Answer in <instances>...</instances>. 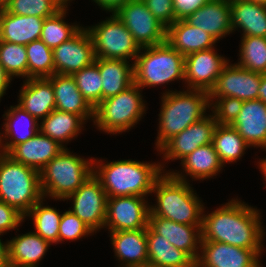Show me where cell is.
<instances>
[{
	"mask_svg": "<svg viewBox=\"0 0 266 267\" xmlns=\"http://www.w3.org/2000/svg\"><path fill=\"white\" fill-rule=\"evenodd\" d=\"M63 7L58 0H8L3 9L11 14L47 18Z\"/></svg>",
	"mask_w": 266,
	"mask_h": 267,
	"instance_id": "obj_41",
	"label": "cell"
},
{
	"mask_svg": "<svg viewBox=\"0 0 266 267\" xmlns=\"http://www.w3.org/2000/svg\"><path fill=\"white\" fill-rule=\"evenodd\" d=\"M39 131L66 148L63 143L77 137L82 130L84 120L73 113L53 110L42 119Z\"/></svg>",
	"mask_w": 266,
	"mask_h": 267,
	"instance_id": "obj_32",
	"label": "cell"
},
{
	"mask_svg": "<svg viewBox=\"0 0 266 267\" xmlns=\"http://www.w3.org/2000/svg\"><path fill=\"white\" fill-rule=\"evenodd\" d=\"M216 126L214 116L208 114L169 139L158 151L163 154L165 161L179 159L181 161L198 147L212 143Z\"/></svg>",
	"mask_w": 266,
	"mask_h": 267,
	"instance_id": "obj_17",
	"label": "cell"
},
{
	"mask_svg": "<svg viewBox=\"0 0 266 267\" xmlns=\"http://www.w3.org/2000/svg\"><path fill=\"white\" fill-rule=\"evenodd\" d=\"M63 6H68L71 0H58Z\"/></svg>",
	"mask_w": 266,
	"mask_h": 267,
	"instance_id": "obj_54",
	"label": "cell"
},
{
	"mask_svg": "<svg viewBox=\"0 0 266 267\" xmlns=\"http://www.w3.org/2000/svg\"><path fill=\"white\" fill-rule=\"evenodd\" d=\"M148 226L165 237L176 248L186 252L195 262L200 255L201 225H186L166 218L149 215ZM199 243V244H198ZM199 245V246H198Z\"/></svg>",
	"mask_w": 266,
	"mask_h": 267,
	"instance_id": "obj_18",
	"label": "cell"
},
{
	"mask_svg": "<svg viewBox=\"0 0 266 267\" xmlns=\"http://www.w3.org/2000/svg\"><path fill=\"white\" fill-rule=\"evenodd\" d=\"M161 99L159 130L155 142L157 151L169 139L203 119L206 110L210 108L209 92L204 90H168Z\"/></svg>",
	"mask_w": 266,
	"mask_h": 267,
	"instance_id": "obj_4",
	"label": "cell"
},
{
	"mask_svg": "<svg viewBox=\"0 0 266 267\" xmlns=\"http://www.w3.org/2000/svg\"><path fill=\"white\" fill-rule=\"evenodd\" d=\"M23 220H25V216L16 208L0 201V235L6 231L16 230Z\"/></svg>",
	"mask_w": 266,
	"mask_h": 267,
	"instance_id": "obj_45",
	"label": "cell"
},
{
	"mask_svg": "<svg viewBox=\"0 0 266 267\" xmlns=\"http://www.w3.org/2000/svg\"><path fill=\"white\" fill-rule=\"evenodd\" d=\"M3 133H0V156H2V155H5L6 153H5V146H4V143L3 142H5V141H2L3 139Z\"/></svg>",
	"mask_w": 266,
	"mask_h": 267,
	"instance_id": "obj_52",
	"label": "cell"
},
{
	"mask_svg": "<svg viewBox=\"0 0 266 267\" xmlns=\"http://www.w3.org/2000/svg\"><path fill=\"white\" fill-rule=\"evenodd\" d=\"M94 61L92 38L84 27L70 40L53 49L54 74L73 75Z\"/></svg>",
	"mask_w": 266,
	"mask_h": 267,
	"instance_id": "obj_15",
	"label": "cell"
},
{
	"mask_svg": "<svg viewBox=\"0 0 266 267\" xmlns=\"http://www.w3.org/2000/svg\"><path fill=\"white\" fill-rule=\"evenodd\" d=\"M260 80V73L228 62L210 90L209 98L235 97L243 101L258 99Z\"/></svg>",
	"mask_w": 266,
	"mask_h": 267,
	"instance_id": "obj_13",
	"label": "cell"
},
{
	"mask_svg": "<svg viewBox=\"0 0 266 267\" xmlns=\"http://www.w3.org/2000/svg\"><path fill=\"white\" fill-rule=\"evenodd\" d=\"M141 88L133 84L127 90L102 100L94 108V125L109 134L130 130L146 114Z\"/></svg>",
	"mask_w": 266,
	"mask_h": 267,
	"instance_id": "obj_8",
	"label": "cell"
},
{
	"mask_svg": "<svg viewBox=\"0 0 266 267\" xmlns=\"http://www.w3.org/2000/svg\"><path fill=\"white\" fill-rule=\"evenodd\" d=\"M145 197H107L104 227L109 232L147 229L150 205Z\"/></svg>",
	"mask_w": 266,
	"mask_h": 267,
	"instance_id": "obj_12",
	"label": "cell"
},
{
	"mask_svg": "<svg viewBox=\"0 0 266 267\" xmlns=\"http://www.w3.org/2000/svg\"><path fill=\"white\" fill-rule=\"evenodd\" d=\"M249 1L266 5V0H249Z\"/></svg>",
	"mask_w": 266,
	"mask_h": 267,
	"instance_id": "obj_55",
	"label": "cell"
},
{
	"mask_svg": "<svg viewBox=\"0 0 266 267\" xmlns=\"http://www.w3.org/2000/svg\"><path fill=\"white\" fill-rule=\"evenodd\" d=\"M216 100L215 103L213 100ZM212 115L217 124L232 125L238 117L243 100L235 97L209 98ZM214 113V114H213Z\"/></svg>",
	"mask_w": 266,
	"mask_h": 267,
	"instance_id": "obj_42",
	"label": "cell"
},
{
	"mask_svg": "<svg viewBox=\"0 0 266 267\" xmlns=\"http://www.w3.org/2000/svg\"><path fill=\"white\" fill-rule=\"evenodd\" d=\"M12 78L6 73L3 65L0 63V99L6 93L7 87L11 83Z\"/></svg>",
	"mask_w": 266,
	"mask_h": 267,
	"instance_id": "obj_48",
	"label": "cell"
},
{
	"mask_svg": "<svg viewBox=\"0 0 266 267\" xmlns=\"http://www.w3.org/2000/svg\"><path fill=\"white\" fill-rule=\"evenodd\" d=\"M76 85L87 100V102L95 108L102 101V79L99 71V58L95 61L74 73Z\"/></svg>",
	"mask_w": 266,
	"mask_h": 267,
	"instance_id": "obj_39",
	"label": "cell"
},
{
	"mask_svg": "<svg viewBox=\"0 0 266 267\" xmlns=\"http://www.w3.org/2000/svg\"><path fill=\"white\" fill-rule=\"evenodd\" d=\"M185 177L179 171L163 173L151 192L156 194L157 204L149 206V215L186 225H201L205 208Z\"/></svg>",
	"mask_w": 266,
	"mask_h": 267,
	"instance_id": "obj_3",
	"label": "cell"
},
{
	"mask_svg": "<svg viewBox=\"0 0 266 267\" xmlns=\"http://www.w3.org/2000/svg\"><path fill=\"white\" fill-rule=\"evenodd\" d=\"M228 61L217 54L214 47L185 56L184 81L187 89L210 92Z\"/></svg>",
	"mask_w": 266,
	"mask_h": 267,
	"instance_id": "obj_16",
	"label": "cell"
},
{
	"mask_svg": "<svg viewBox=\"0 0 266 267\" xmlns=\"http://www.w3.org/2000/svg\"><path fill=\"white\" fill-rule=\"evenodd\" d=\"M101 7L102 10L107 12H115L121 5L125 4L129 0H93Z\"/></svg>",
	"mask_w": 266,
	"mask_h": 267,
	"instance_id": "obj_47",
	"label": "cell"
},
{
	"mask_svg": "<svg viewBox=\"0 0 266 267\" xmlns=\"http://www.w3.org/2000/svg\"><path fill=\"white\" fill-rule=\"evenodd\" d=\"M195 267H262L263 250H251L215 241H201Z\"/></svg>",
	"mask_w": 266,
	"mask_h": 267,
	"instance_id": "obj_14",
	"label": "cell"
},
{
	"mask_svg": "<svg viewBox=\"0 0 266 267\" xmlns=\"http://www.w3.org/2000/svg\"><path fill=\"white\" fill-rule=\"evenodd\" d=\"M47 79L54 89L56 110L76 114L84 121L94 120V108L80 93L72 75L55 73Z\"/></svg>",
	"mask_w": 266,
	"mask_h": 267,
	"instance_id": "obj_23",
	"label": "cell"
},
{
	"mask_svg": "<svg viewBox=\"0 0 266 267\" xmlns=\"http://www.w3.org/2000/svg\"><path fill=\"white\" fill-rule=\"evenodd\" d=\"M183 172L196 180H205L217 175L223 168L212 143L198 147L181 160Z\"/></svg>",
	"mask_w": 266,
	"mask_h": 267,
	"instance_id": "obj_33",
	"label": "cell"
},
{
	"mask_svg": "<svg viewBox=\"0 0 266 267\" xmlns=\"http://www.w3.org/2000/svg\"><path fill=\"white\" fill-rule=\"evenodd\" d=\"M110 238L122 267L148 266L147 229L110 232Z\"/></svg>",
	"mask_w": 266,
	"mask_h": 267,
	"instance_id": "obj_22",
	"label": "cell"
},
{
	"mask_svg": "<svg viewBox=\"0 0 266 267\" xmlns=\"http://www.w3.org/2000/svg\"><path fill=\"white\" fill-rule=\"evenodd\" d=\"M212 144L223 165L236 162L250 147L232 125L220 124H217L214 130Z\"/></svg>",
	"mask_w": 266,
	"mask_h": 267,
	"instance_id": "obj_34",
	"label": "cell"
},
{
	"mask_svg": "<svg viewBox=\"0 0 266 267\" xmlns=\"http://www.w3.org/2000/svg\"><path fill=\"white\" fill-rule=\"evenodd\" d=\"M140 48L166 41L167 28L149 11L143 0H129L115 12Z\"/></svg>",
	"mask_w": 266,
	"mask_h": 267,
	"instance_id": "obj_10",
	"label": "cell"
},
{
	"mask_svg": "<svg viewBox=\"0 0 266 267\" xmlns=\"http://www.w3.org/2000/svg\"><path fill=\"white\" fill-rule=\"evenodd\" d=\"M260 211L232 199L209 214L202 213L201 241H215L251 250H263L265 235Z\"/></svg>",
	"mask_w": 266,
	"mask_h": 267,
	"instance_id": "obj_1",
	"label": "cell"
},
{
	"mask_svg": "<svg viewBox=\"0 0 266 267\" xmlns=\"http://www.w3.org/2000/svg\"><path fill=\"white\" fill-rule=\"evenodd\" d=\"M238 66L266 74V37L242 36Z\"/></svg>",
	"mask_w": 266,
	"mask_h": 267,
	"instance_id": "obj_37",
	"label": "cell"
},
{
	"mask_svg": "<svg viewBox=\"0 0 266 267\" xmlns=\"http://www.w3.org/2000/svg\"><path fill=\"white\" fill-rule=\"evenodd\" d=\"M148 266L195 267V261L183 250L176 248L165 237L147 226Z\"/></svg>",
	"mask_w": 266,
	"mask_h": 267,
	"instance_id": "obj_29",
	"label": "cell"
},
{
	"mask_svg": "<svg viewBox=\"0 0 266 267\" xmlns=\"http://www.w3.org/2000/svg\"><path fill=\"white\" fill-rule=\"evenodd\" d=\"M51 243L33 232L8 241L10 267H38Z\"/></svg>",
	"mask_w": 266,
	"mask_h": 267,
	"instance_id": "obj_28",
	"label": "cell"
},
{
	"mask_svg": "<svg viewBox=\"0 0 266 267\" xmlns=\"http://www.w3.org/2000/svg\"><path fill=\"white\" fill-rule=\"evenodd\" d=\"M42 198L40 172L7 154L0 156V201L25 216Z\"/></svg>",
	"mask_w": 266,
	"mask_h": 267,
	"instance_id": "obj_7",
	"label": "cell"
},
{
	"mask_svg": "<svg viewBox=\"0 0 266 267\" xmlns=\"http://www.w3.org/2000/svg\"><path fill=\"white\" fill-rule=\"evenodd\" d=\"M63 149L58 142L39 131L26 142L16 145L7 155L40 172Z\"/></svg>",
	"mask_w": 266,
	"mask_h": 267,
	"instance_id": "obj_21",
	"label": "cell"
},
{
	"mask_svg": "<svg viewBox=\"0 0 266 267\" xmlns=\"http://www.w3.org/2000/svg\"><path fill=\"white\" fill-rule=\"evenodd\" d=\"M0 267H10L8 241L4 244L1 241V239H0Z\"/></svg>",
	"mask_w": 266,
	"mask_h": 267,
	"instance_id": "obj_49",
	"label": "cell"
},
{
	"mask_svg": "<svg viewBox=\"0 0 266 267\" xmlns=\"http://www.w3.org/2000/svg\"><path fill=\"white\" fill-rule=\"evenodd\" d=\"M149 11L166 28L176 21L173 0H143Z\"/></svg>",
	"mask_w": 266,
	"mask_h": 267,
	"instance_id": "obj_44",
	"label": "cell"
},
{
	"mask_svg": "<svg viewBox=\"0 0 266 267\" xmlns=\"http://www.w3.org/2000/svg\"><path fill=\"white\" fill-rule=\"evenodd\" d=\"M100 161L96 159L93 161L95 164L93 174L100 180L107 197H146L151 194L162 173H165L164 165L160 163H144L132 159L107 162V164Z\"/></svg>",
	"mask_w": 266,
	"mask_h": 267,
	"instance_id": "obj_2",
	"label": "cell"
},
{
	"mask_svg": "<svg viewBox=\"0 0 266 267\" xmlns=\"http://www.w3.org/2000/svg\"><path fill=\"white\" fill-rule=\"evenodd\" d=\"M18 105L37 120L46 118L55 110V95L47 78H29L19 93Z\"/></svg>",
	"mask_w": 266,
	"mask_h": 267,
	"instance_id": "obj_24",
	"label": "cell"
},
{
	"mask_svg": "<svg viewBox=\"0 0 266 267\" xmlns=\"http://www.w3.org/2000/svg\"><path fill=\"white\" fill-rule=\"evenodd\" d=\"M94 232L70 209L62 214L59 224L58 243L64 240H77Z\"/></svg>",
	"mask_w": 266,
	"mask_h": 267,
	"instance_id": "obj_43",
	"label": "cell"
},
{
	"mask_svg": "<svg viewBox=\"0 0 266 267\" xmlns=\"http://www.w3.org/2000/svg\"><path fill=\"white\" fill-rule=\"evenodd\" d=\"M67 6H64L56 14L45 18L42 26L40 38L50 49H54L62 42L70 40L83 27L76 25H69L65 22Z\"/></svg>",
	"mask_w": 266,
	"mask_h": 267,
	"instance_id": "obj_35",
	"label": "cell"
},
{
	"mask_svg": "<svg viewBox=\"0 0 266 267\" xmlns=\"http://www.w3.org/2000/svg\"><path fill=\"white\" fill-rule=\"evenodd\" d=\"M217 41L233 32L231 26L230 0H210L185 19Z\"/></svg>",
	"mask_w": 266,
	"mask_h": 267,
	"instance_id": "obj_19",
	"label": "cell"
},
{
	"mask_svg": "<svg viewBox=\"0 0 266 267\" xmlns=\"http://www.w3.org/2000/svg\"><path fill=\"white\" fill-rule=\"evenodd\" d=\"M166 41L184 57L215 47L217 40L204 30L190 25L185 19L176 20L167 28Z\"/></svg>",
	"mask_w": 266,
	"mask_h": 267,
	"instance_id": "obj_25",
	"label": "cell"
},
{
	"mask_svg": "<svg viewBox=\"0 0 266 267\" xmlns=\"http://www.w3.org/2000/svg\"><path fill=\"white\" fill-rule=\"evenodd\" d=\"M3 116L4 121H6L3 124L5 131V133L3 132V140L7 141L4 143L6 154L16 145L26 142L39 132V121L18 104L10 106V109Z\"/></svg>",
	"mask_w": 266,
	"mask_h": 267,
	"instance_id": "obj_30",
	"label": "cell"
},
{
	"mask_svg": "<svg viewBox=\"0 0 266 267\" xmlns=\"http://www.w3.org/2000/svg\"><path fill=\"white\" fill-rule=\"evenodd\" d=\"M259 169L261 170L262 174L264 175V179L266 181V158L265 159H261L259 162Z\"/></svg>",
	"mask_w": 266,
	"mask_h": 267,
	"instance_id": "obj_51",
	"label": "cell"
},
{
	"mask_svg": "<svg viewBox=\"0 0 266 267\" xmlns=\"http://www.w3.org/2000/svg\"><path fill=\"white\" fill-rule=\"evenodd\" d=\"M94 159H84L63 149L40 171L43 197L64 200L93 175Z\"/></svg>",
	"mask_w": 266,
	"mask_h": 267,
	"instance_id": "obj_5",
	"label": "cell"
},
{
	"mask_svg": "<svg viewBox=\"0 0 266 267\" xmlns=\"http://www.w3.org/2000/svg\"><path fill=\"white\" fill-rule=\"evenodd\" d=\"M232 126L250 147L266 149V104L261 100L244 101Z\"/></svg>",
	"mask_w": 266,
	"mask_h": 267,
	"instance_id": "obj_20",
	"label": "cell"
},
{
	"mask_svg": "<svg viewBox=\"0 0 266 267\" xmlns=\"http://www.w3.org/2000/svg\"><path fill=\"white\" fill-rule=\"evenodd\" d=\"M29 78H48L54 74L53 50L41 39L25 45Z\"/></svg>",
	"mask_w": 266,
	"mask_h": 267,
	"instance_id": "obj_38",
	"label": "cell"
},
{
	"mask_svg": "<svg viewBox=\"0 0 266 267\" xmlns=\"http://www.w3.org/2000/svg\"><path fill=\"white\" fill-rule=\"evenodd\" d=\"M121 59L99 58L102 100L127 90L134 84L133 63ZM132 65V66H131Z\"/></svg>",
	"mask_w": 266,
	"mask_h": 267,
	"instance_id": "obj_31",
	"label": "cell"
},
{
	"mask_svg": "<svg viewBox=\"0 0 266 267\" xmlns=\"http://www.w3.org/2000/svg\"><path fill=\"white\" fill-rule=\"evenodd\" d=\"M210 0H173L176 20H184Z\"/></svg>",
	"mask_w": 266,
	"mask_h": 267,
	"instance_id": "obj_46",
	"label": "cell"
},
{
	"mask_svg": "<svg viewBox=\"0 0 266 267\" xmlns=\"http://www.w3.org/2000/svg\"><path fill=\"white\" fill-rule=\"evenodd\" d=\"M8 0H0V9H3L6 4H7Z\"/></svg>",
	"mask_w": 266,
	"mask_h": 267,
	"instance_id": "obj_53",
	"label": "cell"
},
{
	"mask_svg": "<svg viewBox=\"0 0 266 267\" xmlns=\"http://www.w3.org/2000/svg\"><path fill=\"white\" fill-rule=\"evenodd\" d=\"M0 63L6 73L28 79V63L25 45L0 40Z\"/></svg>",
	"mask_w": 266,
	"mask_h": 267,
	"instance_id": "obj_40",
	"label": "cell"
},
{
	"mask_svg": "<svg viewBox=\"0 0 266 267\" xmlns=\"http://www.w3.org/2000/svg\"><path fill=\"white\" fill-rule=\"evenodd\" d=\"M86 29L92 38L95 58L135 61L140 52V46L114 12L110 18Z\"/></svg>",
	"mask_w": 266,
	"mask_h": 267,
	"instance_id": "obj_9",
	"label": "cell"
},
{
	"mask_svg": "<svg viewBox=\"0 0 266 267\" xmlns=\"http://www.w3.org/2000/svg\"><path fill=\"white\" fill-rule=\"evenodd\" d=\"M43 200H45V198L37 202L25 215V218L26 216L32 217L36 234L49 241L51 244H57L62 214H60L56 208L43 206Z\"/></svg>",
	"mask_w": 266,
	"mask_h": 267,
	"instance_id": "obj_36",
	"label": "cell"
},
{
	"mask_svg": "<svg viewBox=\"0 0 266 267\" xmlns=\"http://www.w3.org/2000/svg\"><path fill=\"white\" fill-rule=\"evenodd\" d=\"M258 99L266 104V74H261Z\"/></svg>",
	"mask_w": 266,
	"mask_h": 267,
	"instance_id": "obj_50",
	"label": "cell"
},
{
	"mask_svg": "<svg viewBox=\"0 0 266 267\" xmlns=\"http://www.w3.org/2000/svg\"><path fill=\"white\" fill-rule=\"evenodd\" d=\"M184 69L185 57L167 41L144 47L133 62L134 84L142 89L168 84L177 79L184 81Z\"/></svg>",
	"mask_w": 266,
	"mask_h": 267,
	"instance_id": "obj_6",
	"label": "cell"
},
{
	"mask_svg": "<svg viewBox=\"0 0 266 267\" xmlns=\"http://www.w3.org/2000/svg\"><path fill=\"white\" fill-rule=\"evenodd\" d=\"M231 26L243 36L266 37V5L249 0H230Z\"/></svg>",
	"mask_w": 266,
	"mask_h": 267,
	"instance_id": "obj_27",
	"label": "cell"
},
{
	"mask_svg": "<svg viewBox=\"0 0 266 267\" xmlns=\"http://www.w3.org/2000/svg\"><path fill=\"white\" fill-rule=\"evenodd\" d=\"M65 200H73L70 210L93 232L104 228L106 220L107 195L100 180L93 174Z\"/></svg>",
	"mask_w": 266,
	"mask_h": 267,
	"instance_id": "obj_11",
	"label": "cell"
},
{
	"mask_svg": "<svg viewBox=\"0 0 266 267\" xmlns=\"http://www.w3.org/2000/svg\"><path fill=\"white\" fill-rule=\"evenodd\" d=\"M45 18L16 15L0 9V40L27 45L38 40Z\"/></svg>",
	"mask_w": 266,
	"mask_h": 267,
	"instance_id": "obj_26",
	"label": "cell"
}]
</instances>
